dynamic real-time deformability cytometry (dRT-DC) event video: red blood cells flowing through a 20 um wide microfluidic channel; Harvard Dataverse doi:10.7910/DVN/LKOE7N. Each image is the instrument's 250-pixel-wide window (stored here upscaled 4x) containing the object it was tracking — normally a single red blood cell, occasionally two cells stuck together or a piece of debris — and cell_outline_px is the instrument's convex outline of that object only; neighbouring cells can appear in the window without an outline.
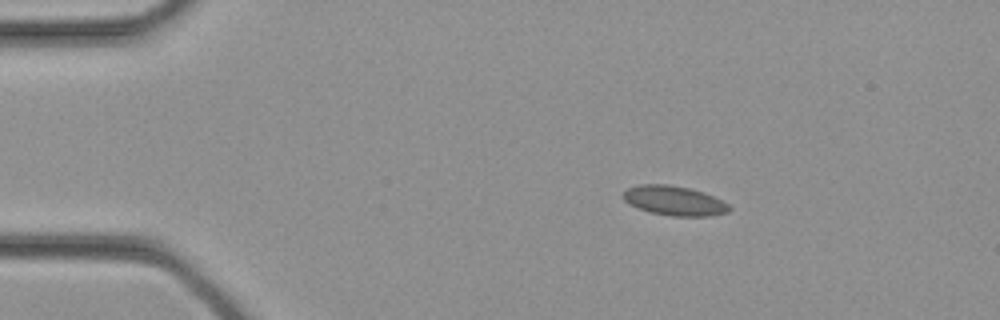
{"species": "common noctule bat (a hibernating species)", "species_latin": "Nyctalus noctula", "temperature_condition": "cold", "stored_images_in_passage": 33, "camera_frame_rate_fps": 3000, "um_per_image_px": 0.085, "animal": {"sex": "female", "body_mass_g": 21.9}, "frame": {"image": 1, "passage_image": 5, "time_ms": 1.333, "image_size_px": [1000, 320], "cell_outline_px": [[732, 208], [728, 212], [708, 216], [672, 216], [652, 212], [628, 204], [620, 196], [628, 188], [640, 184], [668, 184], [688, 188], [704, 192], [728, 204]], "centroid_in_image_um": [57.29, 17.05], "position_along_channel_um": 27.7, "area_um2": 18.15}}
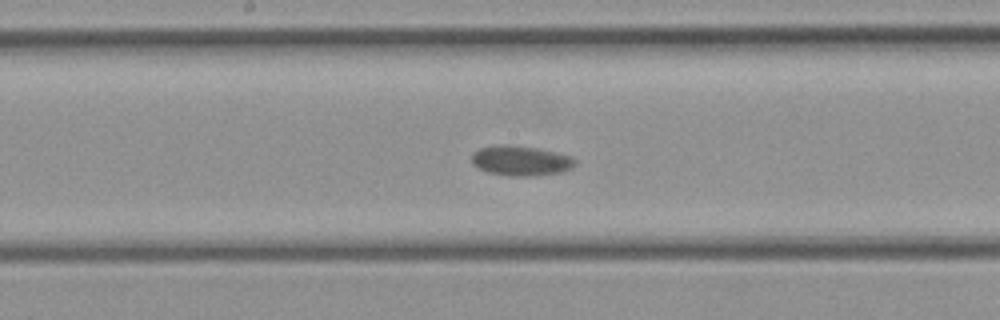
{"frame": {"image": 2, "passage_image": 17, "time_ms": 5.333, "image_size_px": [1000, 320], "cell_outline_px": [[576, 164], [572, 168], [560, 172], [528, 176], [516, 176], [488, 172], [472, 164], [472, 152], [480, 148], [492, 144], [508, 144], [536, 148], [556, 152], [572, 156], [576, 160]], "centroid_in_image_um": [44.26, 13.63], "position_along_channel_um": 203.9, "area_um2": 18.09}}
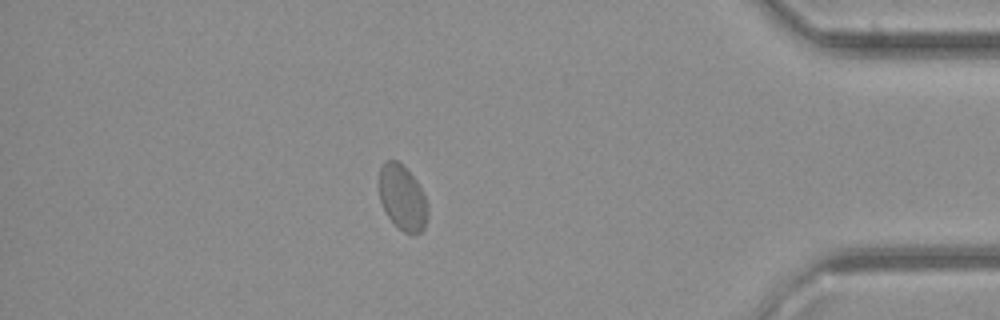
{"frame": {"image": 3, "passage_image": 29, "time_ms": 9.333, "image_size_px": [1000, 320], "cell_outline_px": [[428, 216], [424, 228], [420, 232], [404, 232], [388, 216], [380, 200], [380, 168], [384, 160], [396, 160], [404, 164], [416, 180], [424, 192], [428, 204]], "centroid_in_image_um": [34.23, 16.75], "position_along_channel_um": 401.0, "area_um2": 18.44}}